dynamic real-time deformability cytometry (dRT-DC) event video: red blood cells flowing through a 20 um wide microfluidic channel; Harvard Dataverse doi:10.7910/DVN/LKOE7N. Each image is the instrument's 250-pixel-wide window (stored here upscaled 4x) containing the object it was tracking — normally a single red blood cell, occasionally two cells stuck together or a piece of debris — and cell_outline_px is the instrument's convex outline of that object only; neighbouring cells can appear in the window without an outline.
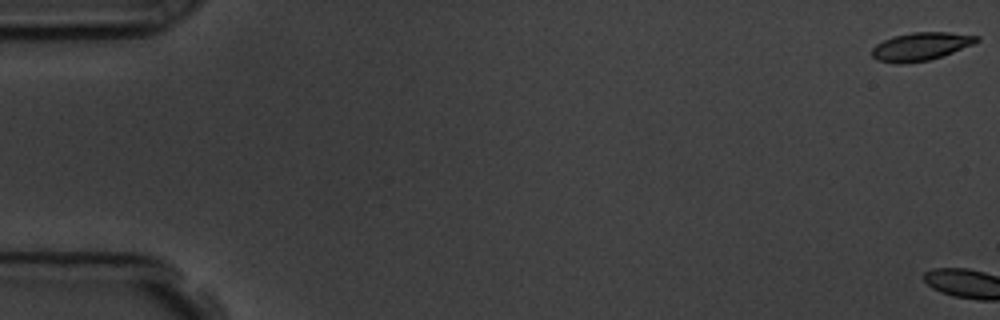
{"species": "common noctule bat (a hibernating species)", "species_latin": "Nyctalus noctula", "temperature_condition": "room temperature", "stored_images_in_passage": 4, "camera_frame_rate_fps": 3000, "um_per_image_px": 0.085, "animal": {"sex": "male", "body_mass_g": 19.5, "forearm_length_mm": 54.6}, "frame": {"image": 1, "passage_image": 1, "time_ms": 0.0, "image_size_px": [1000, 320], "cell_outline_px": [[980, 40], [972, 44], [952, 52], [928, 60], [900, 64], [896, 64], [876, 60], [872, 56], [872, 48], [876, 44], [892, 36], [912, 32], [948, 32], [980, 36]], "centroid_in_image_um": [78.22, 3.94], "position_along_channel_um": 6.8, "area_um2": 17.05}}